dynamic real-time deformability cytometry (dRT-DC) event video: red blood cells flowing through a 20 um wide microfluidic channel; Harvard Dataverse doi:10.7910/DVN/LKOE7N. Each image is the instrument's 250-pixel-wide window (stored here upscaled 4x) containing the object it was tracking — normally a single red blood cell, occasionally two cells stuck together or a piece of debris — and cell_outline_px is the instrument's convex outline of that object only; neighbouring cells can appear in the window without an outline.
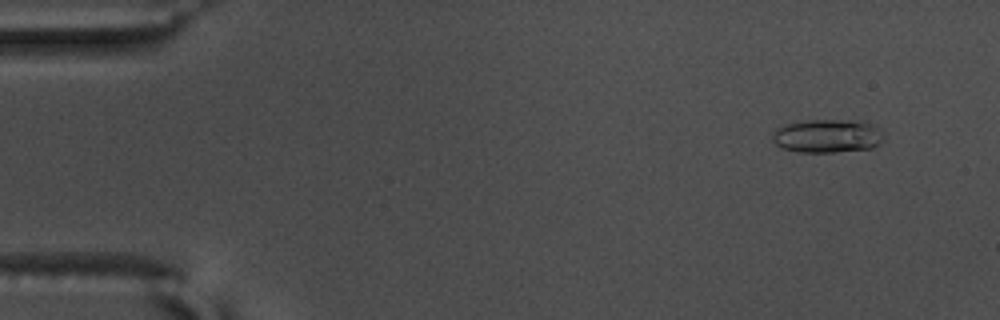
{"species": "common noctule bat (a hibernating species)", "species_latin": "Nyctalus noctula", "temperature_condition": "warm", "stored_images_in_passage": 16, "camera_frame_rate_fps": 3000, "um_per_image_px": 0.085, "animal": {"sex": "male", "body_mass_g": 17.5, "forearm_length_mm": 52.3}, "frame": {"image": 1, "passage_image": 3, "time_ms": 0.667, "image_size_px": [1000, 320], "cell_outline_px": [[880, 140], [872, 148], [836, 152], [800, 152], [784, 148], [776, 144], [772, 140], [772, 132], [776, 128], [784, 124], [804, 120], [848, 120], [872, 124], [880, 132]], "centroid_in_image_um": [70.22, 11.55], "position_along_channel_um": 14.8, "area_um2": 21.39}}